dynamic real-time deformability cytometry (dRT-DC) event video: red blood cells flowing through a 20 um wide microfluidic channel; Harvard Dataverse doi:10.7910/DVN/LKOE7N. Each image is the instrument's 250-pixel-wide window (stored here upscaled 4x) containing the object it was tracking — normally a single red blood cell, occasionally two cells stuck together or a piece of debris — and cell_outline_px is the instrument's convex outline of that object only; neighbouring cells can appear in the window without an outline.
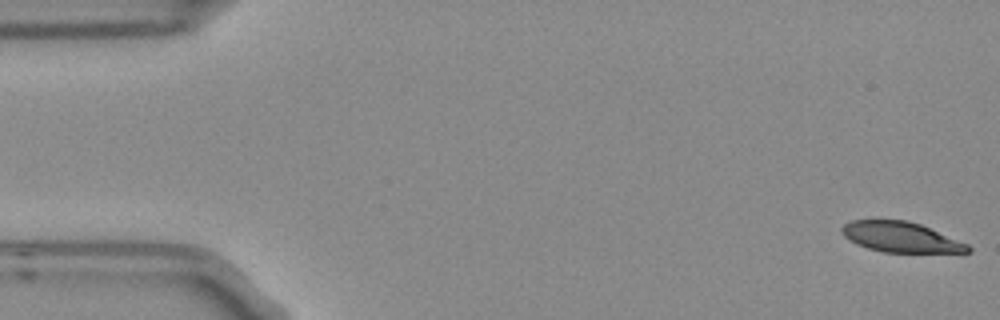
{"species": "Egyptian fruit bat (a non-hibernating species)", "species_latin": "Rousettus aegyptiacus", "temperature_condition": "room temperature", "stored_images_in_passage": 5, "camera_frame_rate_fps": 3000, "um_per_image_px": 0.085, "frame": {"image": 1, "passage_image": 1, "time_ms": 0.0, "image_size_px": [1000, 320], "cell_outline_px": [[972, 252], [884, 252], [868, 248], [856, 244], [848, 240], [840, 232], [840, 228], [844, 224], [852, 220], [908, 220], [920, 224], [968, 244], [972, 248]], "centroid_in_image_um": [76.53, 20.15], "position_along_channel_um": 8.5, "area_um2": 22.2}}
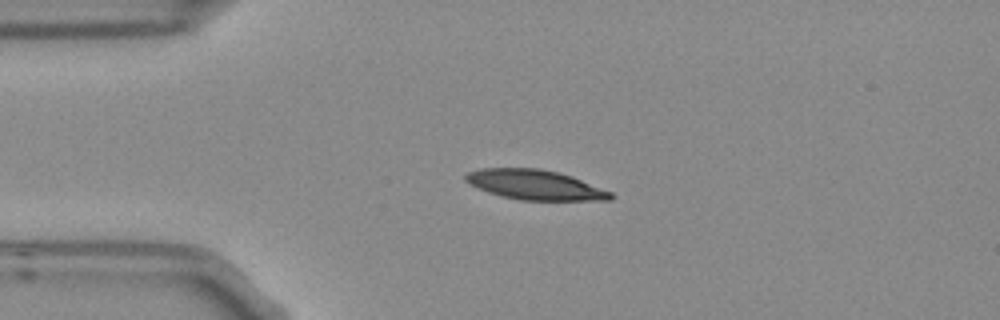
{"frame": {"image": 2, "passage_image": 4, "time_ms": 1.0, "image_size_px": [1000, 320], "cell_outline_px": [[616, 196], [612, 200], [520, 200], [488, 192], [464, 180], [464, 176], [468, 172], [480, 168], [540, 168], [560, 172], [572, 176], [612, 192]], "centroid_in_image_um": [45.53, 15.7], "position_along_channel_um": 39.5, "area_um2": 25.2}}
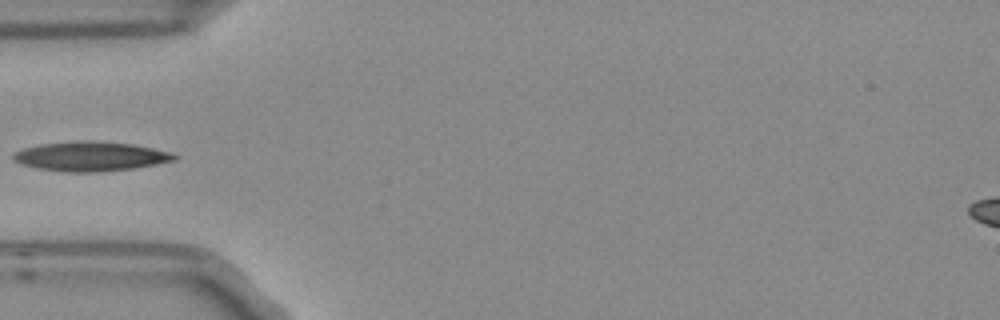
{"frame": {"image": 3, "passage_image": 5, "time_ms": 1.333, "image_size_px": [1000, 320], "cell_outline_px": [[176, 160], [136, 168], [100, 172], [64, 172], [36, 168], [20, 164], [12, 160], [12, 152], [24, 148], [40, 144], [80, 140], [92, 140], [132, 144], [172, 152], [176, 156]], "centroid_in_image_um": [7.65, 13.29], "position_along_channel_um": 77.3, "area_um2": 27.98}}